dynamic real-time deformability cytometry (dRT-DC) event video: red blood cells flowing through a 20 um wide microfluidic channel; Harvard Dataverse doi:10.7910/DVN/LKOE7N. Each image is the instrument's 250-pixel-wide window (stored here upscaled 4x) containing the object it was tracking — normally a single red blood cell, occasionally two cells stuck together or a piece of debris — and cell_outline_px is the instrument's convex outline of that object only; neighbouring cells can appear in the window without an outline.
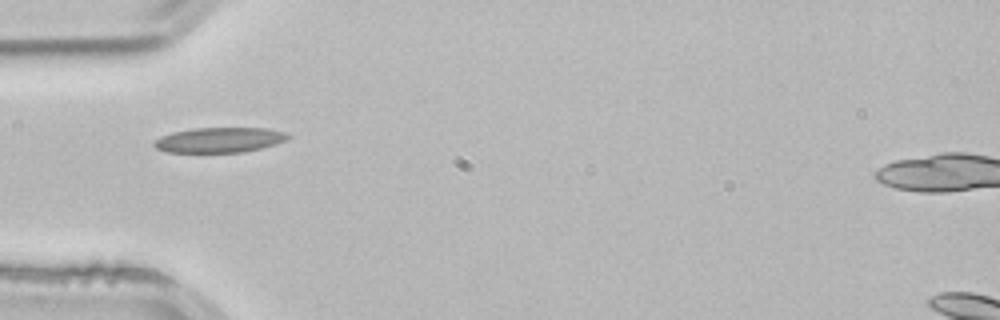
{"species": "common noctule bat (a hibernating species)", "species_latin": "Nyctalus noctula", "temperature_condition": "room temperature", "stored_images_in_passage": 3, "camera_frame_rate_fps": 3000, "um_per_image_px": 0.085, "animal": {"sex": "male", "body_mass_g": 21.5, "forearm_length_mm": 52.0}, "frame": {"image": 1, "passage_image": 3, "time_ms": 0.667, "image_size_px": [1000, 320], "cell_outline_px": [[292, 136], [284, 140], [260, 148], [244, 152], [168, 152], [156, 148], [152, 144], [160, 136], [172, 132], [192, 128], [268, 128], [288, 132]], "centroid_in_image_um": [18.65, 11.88], "position_along_channel_um": 66.4, "area_um2": 19.54}}